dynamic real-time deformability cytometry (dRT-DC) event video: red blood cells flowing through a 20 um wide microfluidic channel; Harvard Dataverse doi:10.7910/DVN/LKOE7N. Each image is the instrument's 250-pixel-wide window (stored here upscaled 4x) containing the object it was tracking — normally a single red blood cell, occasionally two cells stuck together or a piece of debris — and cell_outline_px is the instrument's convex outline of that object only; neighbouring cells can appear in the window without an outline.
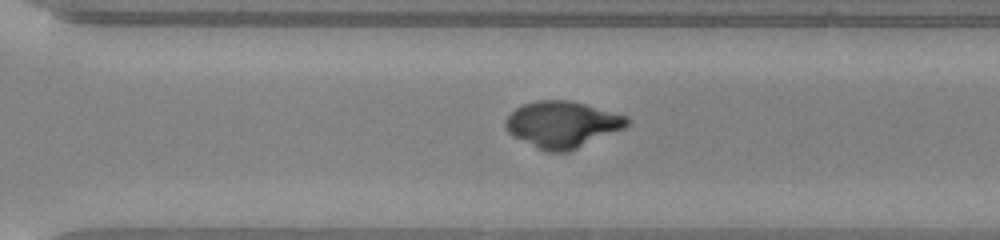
{"species": "common noctule bat (a hibernating species)", "species_latin": "Nyctalus noctula", "temperature_condition": "warm", "stored_images_in_passage": 33, "camera_frame_rate_fps": 3000, "um_per_image_px": 0.085, "animal": {"sex": "male", "body_mass_g": 20.0, "forearm_length_mm": 53.3}, "frame": {"image": 1, "passage_image": 19, "time_ms": 6.0, "image_size_px": [1000, 240], "cell_outline_px": [[632, 120], [624, 128], [568, 152], [548, 152], [512, 136], [504, 128], [504, 120], [516, 108], [524, 104], [536, 100], [572, 100], [628, 116]], "centroid_in_image_um": [47.79, 10.56], "position_along_channel_um": 322.8, "area_um2": 32.89}}
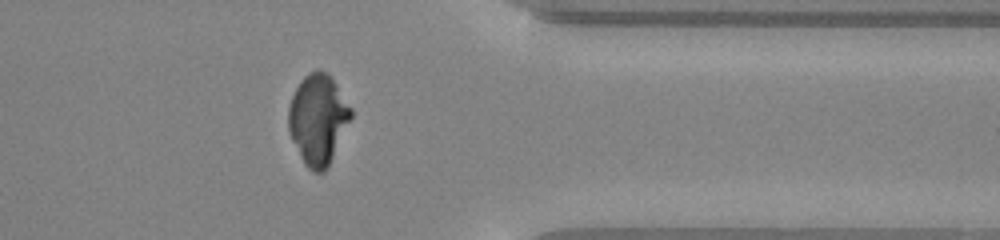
{"frame": {"image": 2, "passage_image": 24, "time_ms": 7.667, "image_size_px": [1000, 240], "cell_outline_px": [[352, 116], [328, 168], [324, 172], [312, 172], [304, 164], [288, 132], [288, 108], [292, 96], [300, 80], [308, 72], [316, 68], [324, 72], [336, 84], [352, 108]], "centroid_in_image_um": [27.01, 10.16], "position_along_channel_um": 384.4, "area_um2": 32.89}}
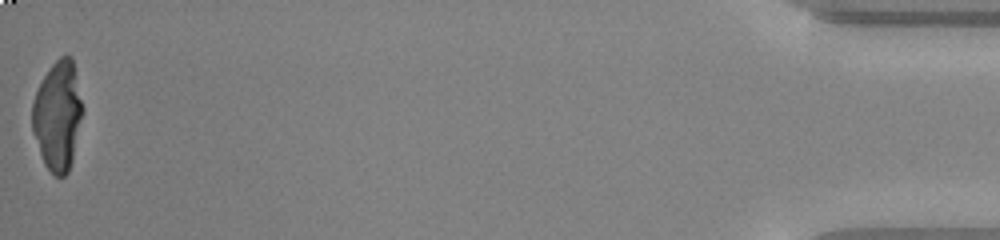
{"frame": {"image": 3, "passage_image": 33, "time_ms": 10.667, "image_size_px": [1000, 240], "cell_outline_px": [[84, 112], [72, 160], [68, 172], [64, 176], [56, 176], [44, 164], [32, 132], [32, 104], [36, 92], [44, 76], [52, 64], [60, 56], [72, 56], [84, 108]], "centroid_in_image_um": [4.92, 9.82], "position_along_channel_um": 430.3, "area_um2": 32.19}}